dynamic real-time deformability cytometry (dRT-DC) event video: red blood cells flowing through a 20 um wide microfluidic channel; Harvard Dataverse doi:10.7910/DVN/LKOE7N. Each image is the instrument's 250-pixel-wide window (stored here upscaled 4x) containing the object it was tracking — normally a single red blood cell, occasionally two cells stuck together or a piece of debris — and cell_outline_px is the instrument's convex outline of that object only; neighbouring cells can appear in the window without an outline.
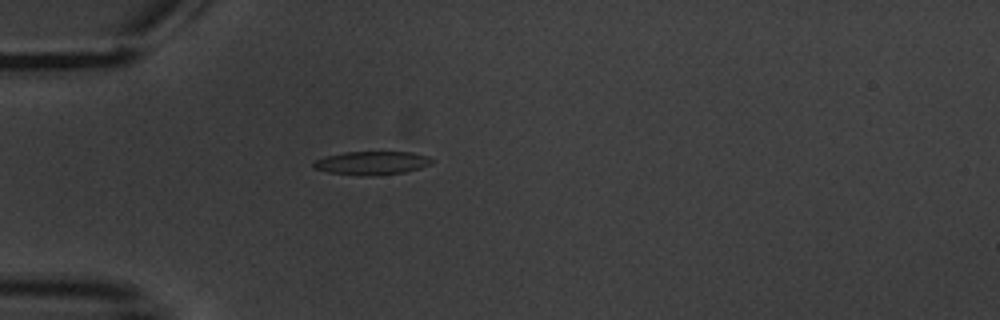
{"species": "common noctule bat (a hibernating species)", "species_latin": "Nyctalus noctula", "temperature_condition": "warm", "stored_images_in_passage": 1, "camera_frame_rate_fps": 3000, "um_per_image_px": 0.085, "animal": {"sex": "male", "body_mass_g": 20.1, "forearm_length_mm": 53.5}, "frame": {"image": 1, "passage_image": 1, "time_ms": 0.0, "image_size_px": [1000, 320], "cell_outline_px": [[432, 164], [420, 168], [404, 172], [372, 176], [360, 176], [328, 172], [312, 168], [312, 160], [324, 156], [344, 152], [412, 152], [428, 156], [432, 160]], "centroid_in_image_um": [31.54, 13.85], "position_along_channel_um": 53.5, "area_um2": 16.42}}